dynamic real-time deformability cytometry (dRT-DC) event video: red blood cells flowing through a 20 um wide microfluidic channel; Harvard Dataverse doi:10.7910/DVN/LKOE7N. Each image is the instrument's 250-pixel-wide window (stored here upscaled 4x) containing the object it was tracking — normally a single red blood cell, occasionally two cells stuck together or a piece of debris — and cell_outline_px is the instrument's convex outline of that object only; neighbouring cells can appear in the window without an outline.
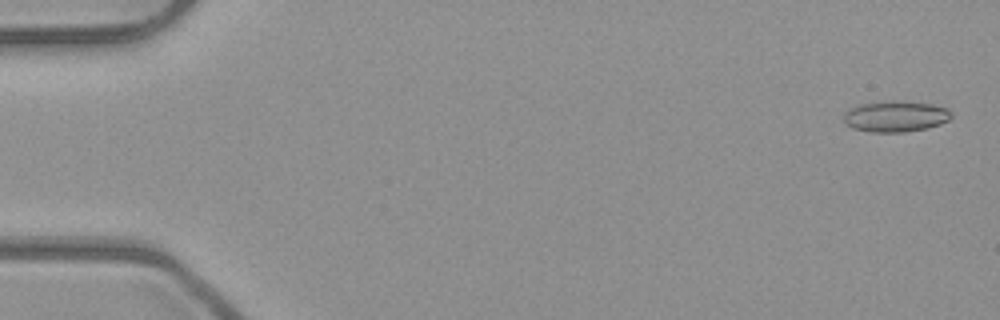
{"species": "common noctule bat (a hibernating species)", "species_latin": "Nyctalus noctula", "temperature_condition": "room temperature", "stored_images_in_passage": 52, "camera_frame_rate_fps": 3000, "um_per_image_px": 0.085, "animal": {"sex": "male", "body_mass_g": 23.1, "forearm_length_mm": 52.7}, "frame": {"image": 1, "passage_image": 2, "time_ms": 0.333, "image_size_px": [1000, 320], "cell_outline_px": [[952, 116], [948, 120], [940, 124], [928, 128], [904, 132], [868, 132], [852, 128], [844, 120], [844, 112], [848, 108], [860, 104], [892, 100], [932, 104], [948, 108], [952, 112]], "centroid_in_image_um": [76.12, 9.89], "position_along_channel_um": 8.9, "area_um2": 19.59}}
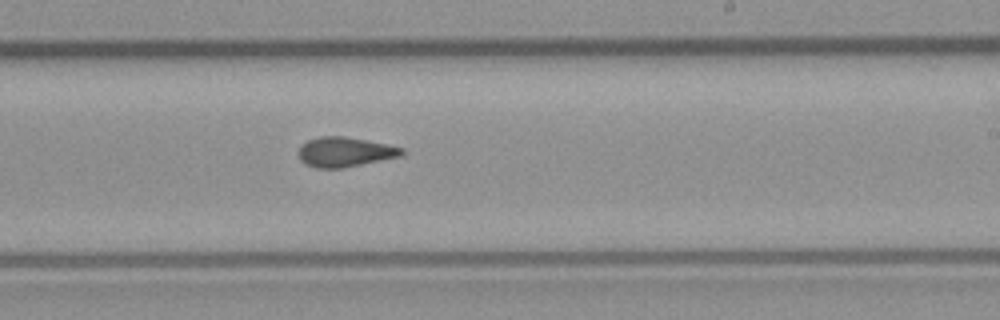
{"frame": {"image": 2, "passage_image": 32, "time_ms": 10.333, "image_size_px": [1000, 320], "cell_outline_px": [[404, 152], [400, 156], [340, 168], [316, 168], [304, 164], [300, 160], [300, 148], [308, 140], [320, 136], [344, 136], [388, 144], [404, 148]], "centroid_in_image_um": [29.31, 12.91], "position_along_channel_um": 259.7, "area_um2": 17.63}}
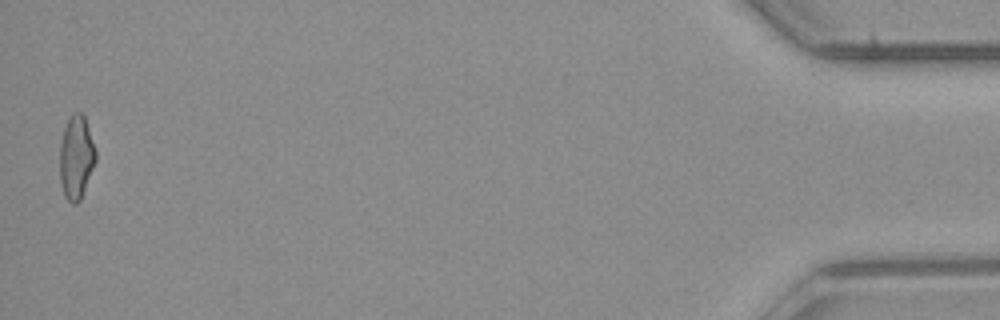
{"frame": {"image": 3, "passage_image": 52, "time_ms": 17.0, "image_size_px": [1000, 320], "cell_outline_px": [[96, 160], [80, 200], [76, 204], [72, 204], [64, 196], [60, 184], [60, 144], [64, 128], [72, 112], [84, 112], [96, 148]], "centroid_in_image_um": [6.49, 13.34], "position_along_channel_um": 428.7, "area_um2": 17.74}, "authors_computed_cell_mechanics": {"area_um2": 17.918, "velocity_mm_per_s": 3.9944, "shape_relaxation_time_tau1_ms": null, "shape_relaxation_time_tau2_ms": 2.3633, "deformation_change_tau1": null, "deformation_change_tau2": 0.0823}}